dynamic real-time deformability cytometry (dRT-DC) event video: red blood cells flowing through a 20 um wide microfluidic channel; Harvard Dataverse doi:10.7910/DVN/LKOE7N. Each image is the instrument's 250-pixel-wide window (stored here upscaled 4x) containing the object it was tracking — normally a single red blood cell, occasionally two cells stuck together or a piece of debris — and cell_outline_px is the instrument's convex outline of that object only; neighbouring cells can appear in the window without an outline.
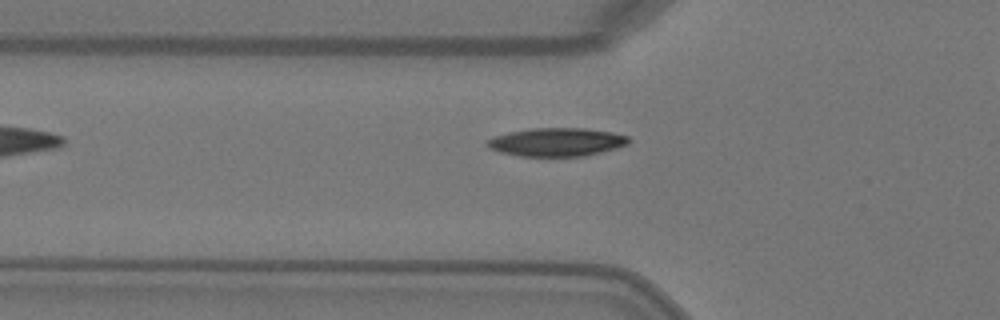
{"species": "Egyptian fruit bat (a non-hibernating species)", "species_latin": "Rousettus aegyptiacus", "temperature_condition": "warm", "stored_images_in_passage": 6, "segment_of_instrument_passage": [1, 2], "camera_frame_rate_fps": 3000, "um_per_image_px": 0.085, "animal": {"sex": "female"}, "frame": {"image": 1, "passage_image": 5, "time_ms": 1.333, "image_size_px": [1000, 320], "cell_outline_px": [[632, 140], [628, 144], [616, 148], [584, 156], [520, 156], [500, 152], [492, 148], [488, 144], [488, 140], [496, 136], [508, 132], [532, 128], [584, 128], [612, 132], [628, 136]], "centroid_in_image_um": [47.38, 12.07], "position_along_channel_um": 78.4, "area_um2": 23.18}}